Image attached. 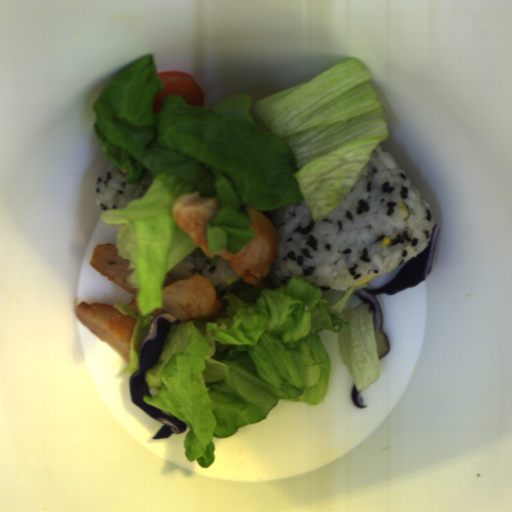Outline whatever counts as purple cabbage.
<instances>
[{"mask_svg":"<svg viewBox=\"0 0 512 512\" xmlns=\"http://www.w3.org/2000/svg\"><path fill=\"white\" fill-rule=\"evenodd\" d=\"M179 324H181L180 319L166 311L157 314L153 318L140 344L138 369L129 377V394L132 403L154 420L163 423L160 431L152 438L153 440L166 439L173 434L183 433L187 429V424L181 420L164 413L143 400L144 396H151L146 380V371L156 365L163 353L172 326Z\"/></svg>","mask_w":512,"mask_h":512,"instance_id":"c1f60e8f","label":"purple cabbage"},{"mask_svg":"<svg viewBox=\"0 0 512 512\" xmlns=\"http://www.w3.org/2000/svg\"><path fill=\"white\" fill-rule=\"evenodd\" d=\"M441 231L440 224H435L428 245L415 257L409 259L398 271L396 276L379 289L363 287L353 292L364 303L369 304L373 312V326L378 360L390 353V343L384 331V320L381 304L376 295L393 296L405 288L415 287L432 272L434 252Z\"/></svg>","mask_w":512,"mask_h":512,"instance_id":"ea28d5fd","label":"purple cabbage"}]
</instances>
